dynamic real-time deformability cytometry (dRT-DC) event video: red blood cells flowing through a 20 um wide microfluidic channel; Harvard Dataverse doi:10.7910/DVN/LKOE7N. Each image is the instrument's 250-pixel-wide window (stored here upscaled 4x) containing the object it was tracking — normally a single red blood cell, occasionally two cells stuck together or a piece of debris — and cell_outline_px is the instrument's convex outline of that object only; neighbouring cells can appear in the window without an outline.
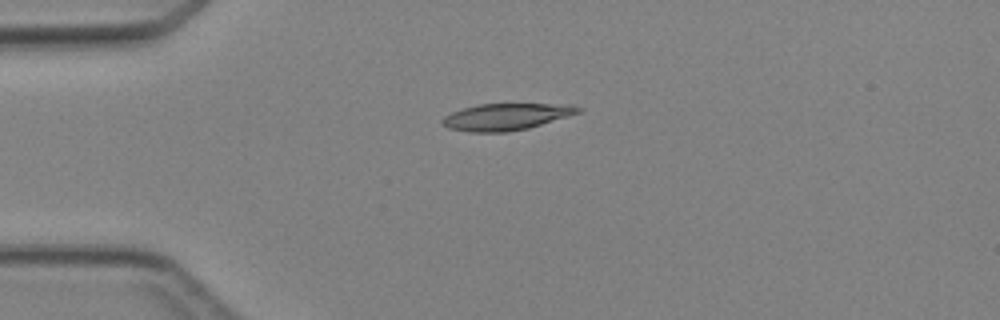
{"species": "Egyptian fruit bat (a non-hibernating species)", "species_latin": "Rousettus aegyptiacus", "temperature_condition": "cold", "stored_images_in_passage": 4, "camera_frame_rate_fps": 3000, "um_per_image_px": 0.085, "animal": {"sex": "female"}, "frame": {"image": 1, "passage_image": 4, "time_ms": 3.667, "image_size_px": [1000, 320], "cell_outline_px": [[584, 108], [580, 112], [568, 116], [528, 128], [508, 132], [468, 132], [448, 128], [440, 120], [444, 116], [452, 112], [464, 108], [480, 104], [568, 104]], "centroid_in_image_um": [43.02, 9.92], "position_along_channel_um": 42.0, "area_um2": 21.04}}